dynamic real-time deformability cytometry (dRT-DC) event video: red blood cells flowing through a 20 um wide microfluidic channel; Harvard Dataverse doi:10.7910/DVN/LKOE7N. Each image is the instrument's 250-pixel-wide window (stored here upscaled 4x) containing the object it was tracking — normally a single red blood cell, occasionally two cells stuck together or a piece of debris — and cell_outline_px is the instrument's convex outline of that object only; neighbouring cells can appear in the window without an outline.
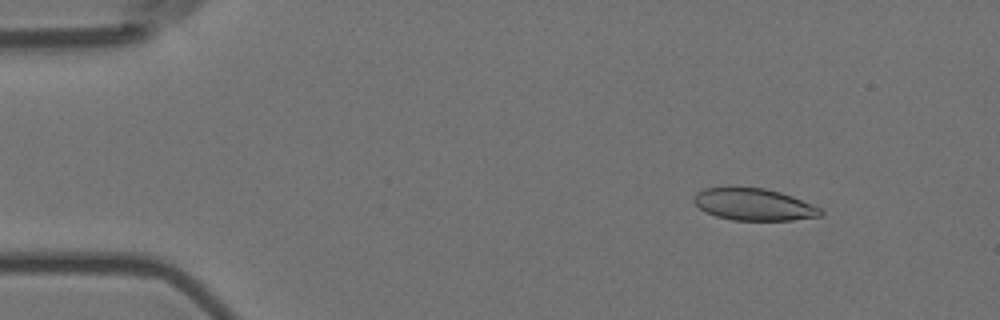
{"species": "Egyptian fruit bat (a non-hibernating species)", "species_latin": "Rousettus aegyptiacus", "temperature_condition": "room temperature", "stored_images_in_passage": 56, "camera_frame_rate_fps": 3000, "um_per_image_px": 0.085, "animal": {"sex": "female"}, "frame": {"image": 1, "passage_image": 6, "time_ms": 1.667, "image_size_px": [1000, 320], "cell_outline_px": [[824, 212], [820, 216], [792, 220], [732, 220], [716, 216], [704, 212], [692, 200], [692, 196], [696, 192], [704, 188], [728, 184], [764, 188], [780, 192], [792, 196], [812, 204], [820, 208]], "centroid_in_image_um": [63.99, 17.33], "position_along_channel_um": 21.0, "area_um2": 24.39}}
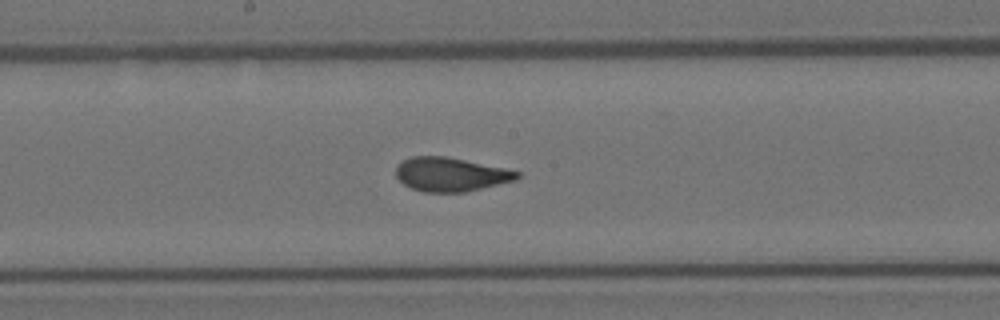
{"frame": {"image": 2, "passage_image": 29, "time_ms": 9.333, "image_size_px": [1000, 320], "cell_outline_px": [[520, 176], [516, 180], [464, 192], [424, 192], [412, 188], [404, 184], [396, 176], [396, 164], [412, 156], [448, 156], [504, 168], [520, 172]], "centroid_in_image_um": [38.29, 14.81], "position_along_channel_um": 209.9, "area_um2": 23.87}}
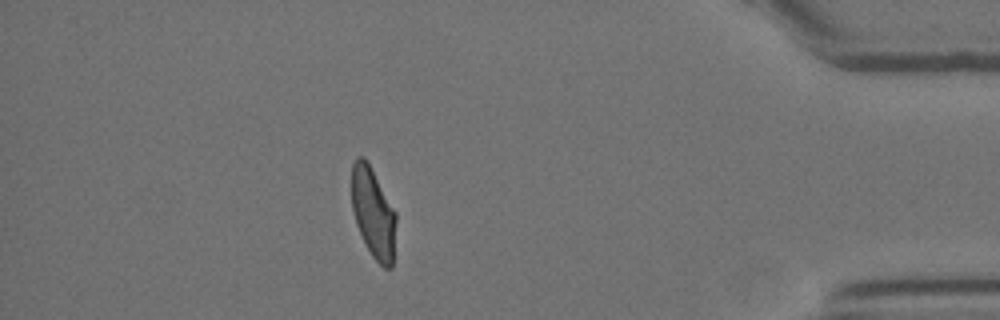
{"frame": {"image": 3, "passage_image": 49, "time_ms": 16.0, "image_size_px": [1000, 320], "cell_outline_px": [[396, 224], [392, 268], [384, 268], [372, 256], [356, 224], [352, 208], [352, 164], [356, 156], [364, 156], [396, 212]], "centroid_in_image_um": [31.73, 18.09], "position_along_channel_um": 403.5, "area_um2": 23.12}, "authors_computed_cell_mechanics": {"area_um2": 24.4783, "velocity_mm_per_s": 3.5708, "shape_relaxation_time_tau1_ms": 6.4103, "shape_relaxation_time_tau2_ms": 1.0186, "deformation_change_tau1": 0.1893, "deformation_change_tau2": 0.0556}}